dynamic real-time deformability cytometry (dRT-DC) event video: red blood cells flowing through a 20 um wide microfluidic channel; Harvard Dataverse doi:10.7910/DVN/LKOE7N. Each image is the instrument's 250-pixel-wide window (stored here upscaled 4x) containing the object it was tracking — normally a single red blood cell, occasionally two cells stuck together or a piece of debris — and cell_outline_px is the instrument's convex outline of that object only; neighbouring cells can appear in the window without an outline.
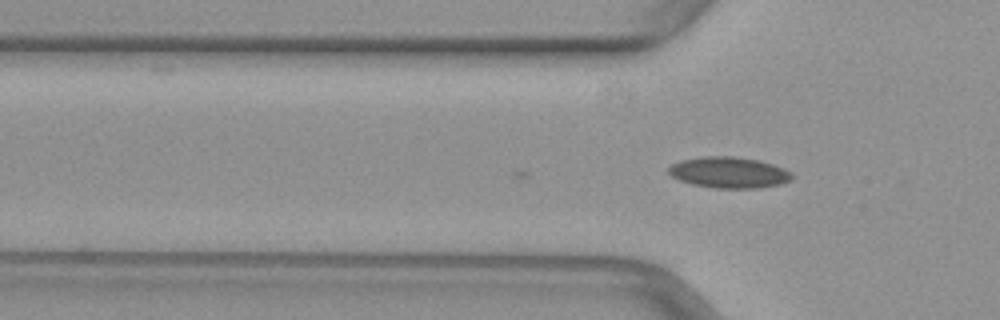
{"species": "common noctule bat (a hibernating species)", "species_latin": "Nyctalus noctula", "temperature_condition": "warm", "stored_images_in_passage": 4, "camera_frame_rate_fps": 3000, "um_per_image_px": 0.085, "animal": {"sex": "female", "body_mass_g": 29.2, "forearm_length_mm": 56.3}, "frame": {"image": 1, "passage_image": 4, "time_ms": 1.0, "image_size_px": [1000, 320], "cell_outline_px": [[792, 180], [780, 184], [756, 188], [716, 188], [692, 184], [680, 180], [672, 176], [668, 172], [668, 168], [672, 164], [680, 160], [704, 156], [732, 156], [756, 160], [772, 164], [784, 168], [792, 172]], "centroid_in_image_um": [61.96, 14.66], "position_along_channel_um": 63.8, "area_um2": 22.25}}